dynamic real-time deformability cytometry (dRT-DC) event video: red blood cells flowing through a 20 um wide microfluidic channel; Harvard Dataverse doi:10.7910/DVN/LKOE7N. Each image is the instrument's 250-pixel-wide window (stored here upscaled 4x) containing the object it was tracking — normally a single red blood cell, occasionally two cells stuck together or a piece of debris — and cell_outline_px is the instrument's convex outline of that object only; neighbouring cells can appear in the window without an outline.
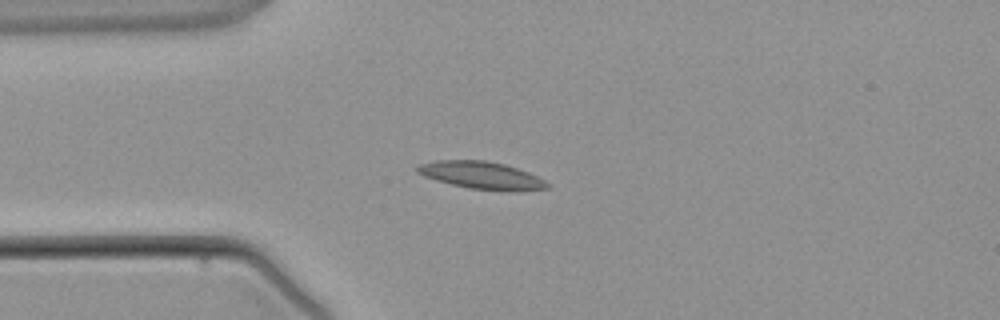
{"species": "common noctule bat (a hibernating species)", "species_latin": "Nyctalus noctula", "temperature_condition": "warm", "stored_images_in_passage": 3, "camera_frame_rate_fps": 3000, "um_per_image_px": 0.085, "animal": {"sex": "male", "body_mass_g": 21.5, "forearm_length_mm": 52.0}, "frame": {"image": 1, "passage_image": 3, "time_ms": 2.333, "image_size_px": [1000, 320], "cell_outline_px": [[552, 188], [520, 192], [512, 192], [468, 188], [436, 180], [424, 176], [416, 172], [412, 168], [420, 164], [432, 160], [484, 160], [504, 164], [528, 172], [552, 184]], "centroid_in_image_um": [40.96, 14.92], "position_along_channel_um": 44.0, "area_um2": 21.21}}